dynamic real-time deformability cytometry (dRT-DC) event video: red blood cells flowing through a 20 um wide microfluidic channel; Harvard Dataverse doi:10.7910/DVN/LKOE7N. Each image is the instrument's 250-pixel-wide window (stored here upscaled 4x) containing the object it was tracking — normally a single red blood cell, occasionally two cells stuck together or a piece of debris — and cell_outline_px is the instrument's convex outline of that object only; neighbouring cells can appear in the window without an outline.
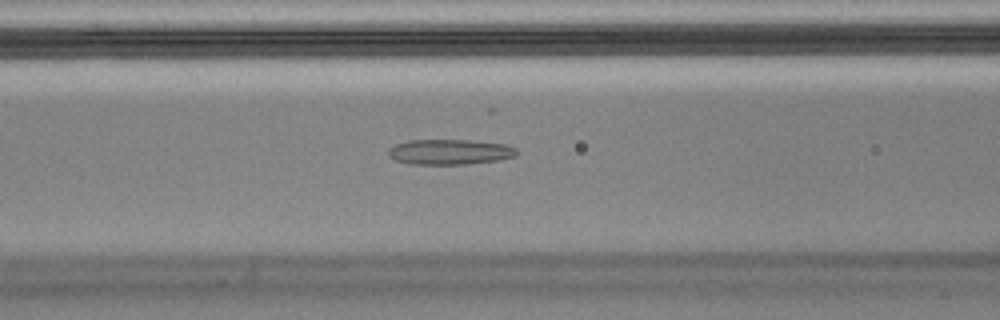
{"species": "Egyptian fruit bat (a non-hibernating species)", "species_latin": "Rousettus aegyptiacus", "temperature_condition": "cold", "stored_images_in_passage": 56, "segment_of_instrument_passage": [1, 2], "camera_frame_rate_fps": 3000, "um_per_image_px": 0.085, "animal": {"sex": "male"}, "frame": {"image": 1, "passage_image": 22, "time_ms": 7.0, "image_size_px": [1000, 320], "cell_outline_px": [[520, 152], [516, 156], [500, 160], [464, 164], [408, 164], [396, 160], [388, 156], [388, 148], [396, 144], [408, 140], [468, 140], [504, 144], [516, 148]], "centroid_in_image_um": [38.23, 12.91], "position_along_channel_um": 128.4, "area_um2": 19.02}}
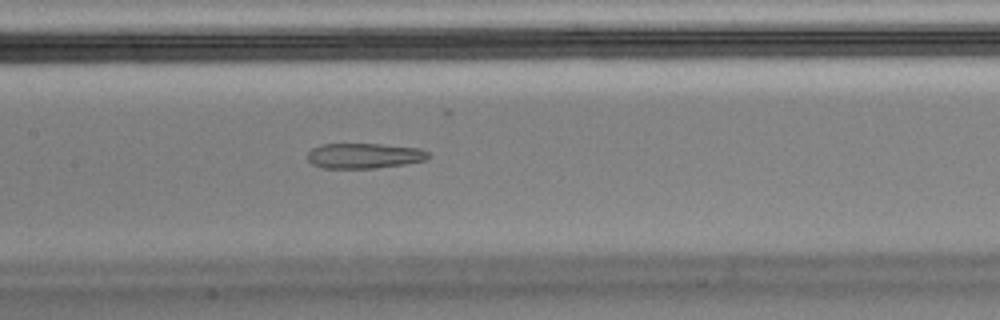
{"frame": {"image": 2, "passage_image": 26, "time_ms": 8.333, "image_size_px": [1000, 320], "cell_outline_px": [[432, 156], [424, 160], [404, 164], [376, 168], [320, 168], [312, 164], [308, 160], [308, 152], [312, 148], [320, 144], [380, 144], [420, 148], [428, 152]], "centroid_in_image_um": [30.94, 13.24], "position_along_channel_um": 176.5, "area_um2": 17.86}}